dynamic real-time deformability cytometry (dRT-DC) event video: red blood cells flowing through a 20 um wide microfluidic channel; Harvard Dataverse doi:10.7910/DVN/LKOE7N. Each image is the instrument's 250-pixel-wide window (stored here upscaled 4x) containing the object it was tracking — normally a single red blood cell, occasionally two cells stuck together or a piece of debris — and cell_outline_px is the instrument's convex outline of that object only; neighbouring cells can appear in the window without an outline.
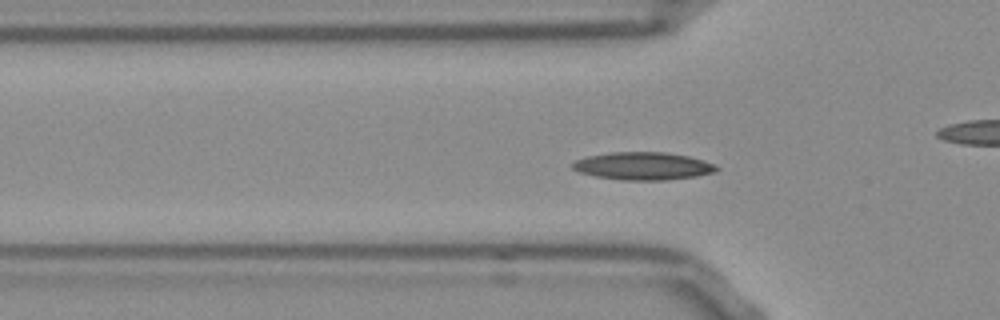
{"species": "Egyptian fruit bat (a non-hibernating species)", "species_latin": "Rousettus aegyptiacus", "temperature_condition": "room temperature", "stored_images_in_passage": 54, "camera_frame_rate_fps": 3000, "um_per_image_px": 0.085, "frame": {"image": 1, "passage_image": 16, "time_ms": 5.0, "image_size_px": [1000, 320], "cell_outline_px": [[720, 168], [716, 172], [696, 176], [668, 180], [620, 180], [596, 176], [580, 172], [572, 168], [568, 164], [576, 160], [588, 156], [612, 152], [664, 152], [688, 156], [704, 160]], "centroid_in_image_um": [54.65, 14.11], "position_along_channel_um": 71.1, "area_um2": 23.29}}
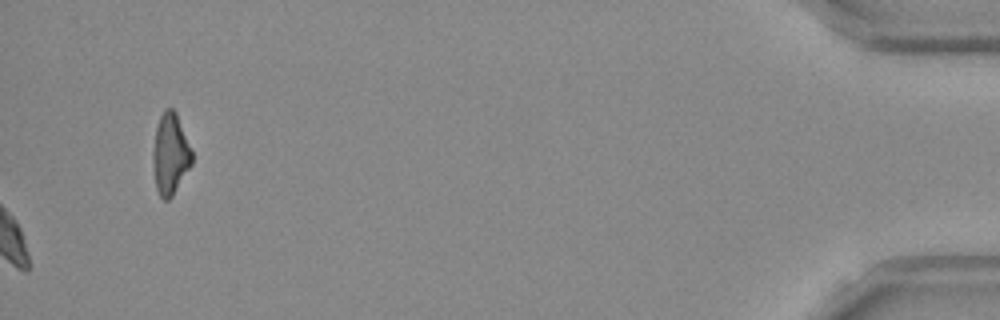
{"frame": {"image": 2, "passage_image": 54, "time_ms": 17.667, "image_size_px": [1000, 320], "cell_outline_px": [[192, 164], [172, 196], [168, 200], [164, 200], [160, 196], [156, 188], [152, 160], [152, 152], [156, 128], [160, 116], [164, 108], [172, 108], [176, 112], [192, 152]], "centroid_in_image_um": [14.46, 13.09], "position_along_channel_um": 420.7, "area_um2": 18.32}, "authors_computed_cell_mechanics": {"area_um2": 20.4612, "velocity_mm_per_s": 3.7603, "shape_relaxation_time_tau1_ms": 6.8453, "shape_relaxation_time_tau2_ms": 5.0974, "deformation_change_tau1": 0.1385, "deformation_change_tau2": 0.0956}}